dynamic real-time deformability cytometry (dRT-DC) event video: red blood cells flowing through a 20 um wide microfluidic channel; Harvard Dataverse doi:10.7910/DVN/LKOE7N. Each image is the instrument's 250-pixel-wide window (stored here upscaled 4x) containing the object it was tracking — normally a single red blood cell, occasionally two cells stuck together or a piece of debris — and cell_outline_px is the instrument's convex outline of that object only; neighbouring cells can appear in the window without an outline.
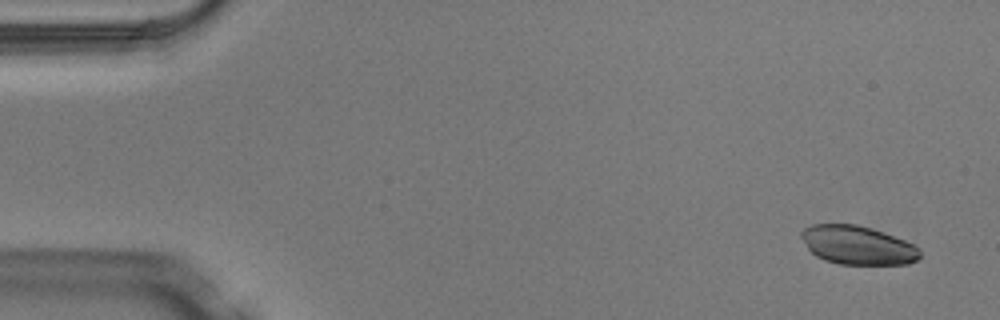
{"species": "Egyptian fruit bat (a non-hibernating species)", "species_latin": "Rousettus aegyptiacus", "temperature_condition": "warm", "stored_images_in_passage": 3, "camera_frame_rate_fps": 3000, "um_per_image_px": 0.085, "animal": {"sex": "male"}, "frame": {"image": 1, "passage_image": 1, "time_ms": 0.0, "image_size_px": [1000, 320], "cell_outline_px": [[920, 256], [916, 260], [908, 264], [840, 264], [824, 260], [816, 256], [808, 248], [800, 236], [800, 232], [804, 228], [812, 224], [856, 224], [872, 228], [884, 232], [904, 240], [920, 248]], "centroid_in_image_um": [72.89, 20.83], "position_along_channel_um": 12.1, "area_um2": 26.76}}
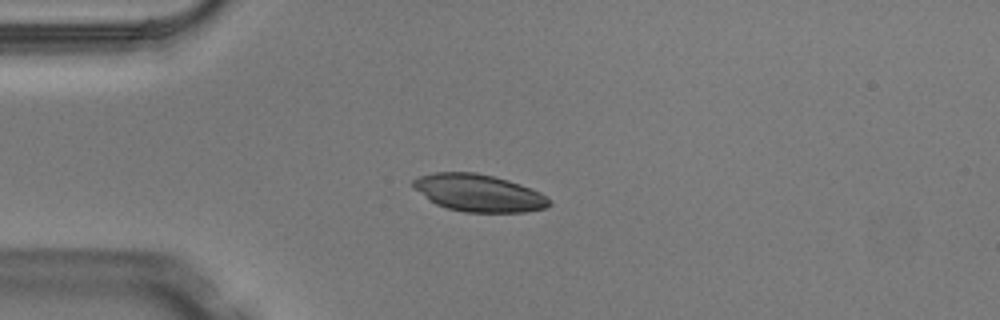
{"frame": {"image": 2, "passage_image": 3, "time_ms": 0.667, "image_size_px": [1000, 320], "cell_outline_px": [[552, 204], [544, 208], [524, 212], [464, 212], [448, 208], [436, 204], [428, 200], [412, 188], [412, 180], [420, 176], [436, 172], [476, 172], [508, 180], [520, 184], [540, 192]], "centroid_in_image_um": [40.64, 16.4], "position_along_channel_um": 44.4, "area_um2": 29.48}}